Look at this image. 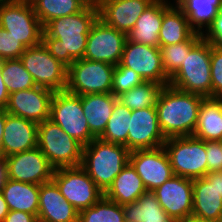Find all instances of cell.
Wrapping results in <instances>:
<instances>
[{
	"instance_id": "6da1fadb",
	"label": "cell",
	"mask_w": 222,
	"mask_h": 222,
	"mask_svg": "<svg viewBox=\"0 0 222 222\" xmlns=\"http://www.w3.org/2000/svg\"><path fill=\"white\" fill-rule=\"evenodd\" d=\"M97 18V6H86L78 13L55 18L43 27L42 43L69 68L75 60L83 58L89 31Z\"/></svg>"
},
{
	"instance_id": "7a4b0ae2",
	"label": "cell",
	"mask_w": 222,
	"mask_h": 222,
	"mask_svg": "<svg viewBox=\"0 0 222 222\" xmlns=\"http://www.w3.org/2000/svg\"><path fill=\"white\" fill-rule=\"evenodd\" d=\"M205 97L165 85L157 99L160 130L166 139L193 136L199 107Z\"/></svg>"
},
{
	"instance_id": "3957f363",
	"label": "cell",
	"mask_w": 222,
	"mask_h": 222,
	"mask_svg": "<svg viewBox=\"0 0 222 222\" xmlns=\"http://www.w3.org/2000/svg\"><path fill=\"white\" fill-rule=\"evenodd\" d=\"M130 152L124 145L94 138L88 145L83 146L81 166L95 184L105 192L129 163Z\"/></svg>"
},
{
	"instance_id": "277c9868",
	"label": "cell",
	"mask_w": 222,
	"mask_h": 222,
	"mask_svg": "<svg viewBox=\"0 0 222 222\" xmlns=\"http://www.w3.org/2000/svg\"><path fill=\"white\" fill-rule=\"evenodd\" d=\"M169 84L188 93L212 97L211 42L202 38L169 78Z\"/></svg>"
},
{
	"instance_id": "5b68a950",
	"label": "cell",
	"mask_w": 222,
	"mask_h": 222,
	"mask_svg": "<svg viewBox=\"0 0 222 222\" xmlns=\"http://www.w3.org/2000/svg\"><path fill=\"white\" fill-rule=\"evenodd\" d=\"M37 147L54 169L82 163L83 145L51 119L38 124Z\"/></svg>"
},
{
	"instance_id": "8992f818",
	"label": "cell",
	"mask_w": 222,
	"mask_h": 222,
	"mask_svg": "<svg viewBox=\"0 0 222 222\" xmlns=\"http://www.w3.org/2000/svg\"><path fill=\"white\" fill-rule=\"evenodd\" d=\"M163 147L174 175L196 179L208 173L206 141L194 136L173 137L166 139Z\"/></svg>"
},
{
	"instance_id": "52a82bcc",
	"label": "cell",
	"mask_w": 222,
	"mask_h": 222,
	"mask_svg": "<svg viewBox=\"0 0 222 222\" xmlns=\"http://www.w3.org/2000/svg\"><path fill=\"white\" fill-rule=\"evenodd\" d=\"M0 26L26 48L42 43L43 25L32 4L21 0L0 2Z\"/></svg>"
},
{
	"instance_id": "ba28073f",
	"label": "cell",
	"mask_w": 222,
	"mask_h": 222,
	"mask_svg": "<svg viewBox=\"0 0 222 222\" xmlns=\"http://www.w3.org/2000/svg\"><path fill=\"white\" fill-rule=\"evenodd\" d=\"M114 69V65L103 61L75 60L68 68L66 91L78 96L112 93Z\"/></svg>"
},
{
	"instance_id": "9c48e42d",
	"label": "cell",
	"mask_w": 222,
	"mask_h": 222,
	"mask_svg": "<svg viewBox=\"0 0 222 222\" xmlns=\"http://www.w3.org/2000/svg\"><path fill=\"white\" fill-rule=\"evenodd\" d=\"M69 136L83 146L96 138L89 130L81 103V96L65 91L54 92L50 104V118Z\"/></svg>"
},
{
	"instance_id": "30bf717a",
	"label": "cell",
	"mask_w": 222,
	"mask_h": 222,
	"mask_svg": "<svg viewBox=\"0 0 222 222\" xmlns=\"http://www.w3.org/2000/svg\"><path fill=\"white\" fill-rule=\"evenodd\" d=\"M52 181L78 212L93 206L104 195L81 165L55 169Z\"/></svg>"
},
{
	"instance_id": "8fae6325",
	"label": "cell",
	"mask_w": 222,
	"mask_h": 222,
	"mask_svg": "<svg viewBox=\"0 0 222 222\" xmlns=\"http://www.w3.org/2000/svg\"><path fill=\"white\" fill-rule=\"evenodd\" d=\"M19 59L31 74L36 86L54 92L66 90L68 68L55 59L43 43L27 48Z\"/></svg>"
},
{
	"instance_id": "7c38bea8",
	"label": "cell",
	"mask_w": 222,
	"mask_h": 222,
	"mask_svg": "<svg viewBox=\"0 0 222 222\" xmlns=\"http://www.w3.org/2000/svg\"><path fill=\"white\" fill-rule=\"evenodd\" d=\"M126 40L127 34L97 18L89 31L83 58L116 66L121 61Z\"/></svg>"
},
{
	"instance_id": "4fadbf2b",
	"label": "cell",
	"mask_w": 222,
	"mask_h": 222,
	"mask_svg": "<svg viewBox=\"0 0 222 222\" xmlns=\"http://www.w3.org/2000/svg\"><path fill=\"white\" fill-rule=\"evenodd\" d=\"M120 64L132 69L144 81L169 84V77L163 69L160 48L126 40Z\"/></svg>"
},
{
	"instance_id": "5bb4252c",
	"label": "cell",
	"mask_w": 222,
	"mask_h": 222,
	"mask_svg": "<svg viewBox=\"0 0 222 222\" xmlns=\"http://www.w3.org/2000/svg\"><path fill=\"white\" fill-rule=\"evenodd\" d=\"M7 178L41 185L52 181L54 168L38 147L5 157Z\"/></svg>"
},
{
	"instance_id": "9a60e30c",
	"label": "cell",
	"mask_w": 222,
	"mask_h": 222,
	"mask_svg": "<svg viewBox=\"0 0 222 222\" xmlns=\"http://www.w3.org/2000/svg\"><path fill=\"white\" fill-rule=\"evenodd\" d=\"M171 219L184 221L193 211V179L173 175L152 191Z\"/></svg>"
},
{
	"instance_id": "2e32d148",
	"label": "cell",
	"mask_w": 222,
	"mask_h": 222,
	"mask_svg": "<svg viewBox=\"0 0 222 222\" xmlns=\"http://www.w3.org/2000/svg\"><path fill=\"white\" fill-rule=\"evenodd\" d=\"M129 163L142 179L147 191H153L174 174L163 146L130 152Z\"/></svg>"
},
{
	"instance_id": "e0dca14e",
	"label": "cell",
	"mask_w": 222,
	"mask_h": 222,
	"mask_svg": "<svg viewBox=\"0 0 222 222\" xmlns=\"http://www.w3.org/2000/svg\"><path fill=\"white\" fill-rule=\"evenodd\" d=\"M165 141L156 107L132 110L127 135V148L130 151L159 148Z\"/></svg>"
},
{
	"instance_id": "ac0fdd59",
	"label": "cell",
	"mask_w": 222,
	"mask_h": 222,
	"mask_svg": "<svg viewBox=\"0 0 222 222\" xmlns=\"http://www.w3.org/2000/svg\"><path fill=\"white\" fill-rule=\"evenodd\" d=\"M54 91L35 86L9 94L5 108L8 114L41 123L50 118V104Z\"/></svg>"
},
{
	"instance_id": "d6986e66",
	"label": "cell",
	"mask_w": 222,
	"mask_h": 222,
	"mask_svg": "<svg viewBox=\"0 0 222 222\" xmlns=\"http://www.w3.org/2000/svg\"><path fill=\"white\" fill-rule=\"evenodd\" d=\"M154 0H98V18L125 34Z\"/></svg>"
},
{
	"instance_id": "ffe728a7",
	"label": "cell",
	"mask_w": 222,
	"mask_h": 222,
	"mask_svg": "<svg viewBox=\"0 0 222 222\" xmlns=\"http://www.w3.org/2000/svg\"><path fill=\"white\" fill-rule=\"evenodd\" d=\"M38 123L6 112L1 155L24 152L37 147Z\"/></svg>"
},
{
	"instance_id": "44dd1931",
	"label": "cell",
	"mask_w": 222,
	"mask_h": 222,
	"mask_svg": "<svg viewBox=\"0 0 222 222\" xmlns=\"http://www.w3.org/2000/svg\"><path fill=\"white\" fill-rule=\"evenodd\" d=\"M78 214L53 181L39 185L38 222H78Z\"/></svg>"
},
{
	"instance_id": "7402d4cb",
	"label": "cell",
	"mask_w": 222,
	"mask_h": 222,
	"mask_svg": "<svg viewBox=\"0 0 222 222\" xmlns=\"http://www.w3.org/2000/svg\"><path fill=\"white\" fill-rule=\"evenodd\" d=\"M171 5L168 0H154L128 32L127 40L159 48V31L163 21V13Z\"/></svg>"
},
{
	"instance_id": "603a6c76",
	"label": "cell",
	"mask_w": 222,
	"mask_h": 222,
	"mask_svg": "<svg viewBox=\"0 0 222 222\" xmlns=\"http://www.w3.org/2000/svg\"><path fill=\"white\" fill-rule=\"evenodd\" d=\"M118 97L112 93L86 94L81 96L84 116L90 132L98 138L105 130L106 124Z\"/></svg>"
},
{
	"instance_id": "cb8c5ba5",
	"label": "cell",
	"mask_w": 222,
	"mask_h": 222,
	"mask_svg": "<svg viewBox=\"0 0 222 222\" xmlns=\"http://www.w3.org/2000/svg\"><path fill=\"white\" fill-rule=\"evenodd\" d=\"M222 211V195L215 188V179H193V216L218 221Z\"/></svg>"
},
{
	"instance_id": "d4e9b609",
	"label": "cell",
	"mask_w": 222,
	"mask_h": 222,
	"mask_svg": "<svg viewBox=\"0 0 222 222\" xmlns=\"http://www.w3.org/2000/svg\"><path fill=\"white\" fill-rule=\"evenodd\" d=\"M193 136L204 141H222V98L202 100Z\"/></svg>"
},
{
	"instance_id": "484cf974",
	"label": "cell",
	"mask_w": 222,
	"mask_h": 222,
	"mask_svg": "<svg viewBox=\"0 0 222 222\" xmlns=\"http://www.w3.org/2000/svg\"><path fill=\"white\" fill-rule=\"evenodd\" d=\"M147 190L135 169L128 163L104 192V196L119 205L137 201Z\"/></svg>"
},
{
	"instance_id": "4316f807",
	"label": "cell",
	"mask_w": 222,
	"mask_h": 222,
	"mask_svg": "<svg viewBox=\"0 0 222 222\" xmlns=\"http://www.w3.org/2000/svg\"><path fill=\"white\" fill-rule=\"evenodd\" d=\"M10 211H22L37 216L39 185L7 178L1 190Z\"/></svg>"
},
{
	"instance_id": "83f0119b",
	"label": "cell",
	"mask_w": 222,
	"mask_h": 222,
	"mask_svg": "<svg viewBox=\"0 0 222 222\" xmlns=\"http://www.w3.org/2000/svg\"><path fill=\"white\" fill-rule=\"evenodd\" d=\"M175 4L187 17L191 28L201 35L208 30L222 10V0H176Z\"/></svg>"
},
{
	"instance_id": "f1b7e54d",
	"label": "cell",
	"mask_w": 222,
	"mask_h": 222,
	"mask_svg": "<svg viewBox=\"0 0 222 222\" xmlns=\"http://www.w3.org/2000/svg\"><path fill=\"white\" fill-rule=\"evenodd\" d=\"M195 33L182 10L177 5H171L163 13V21L159 31V48L185 42Z\"/></svg>"
},
{
	"instance_id": "f546056e",
	"label": "cell",
	"mask_w": 222,
	"mask_h": 222,
	"mask_svg": "<svg viewBox=\"0 0 222 222\" xmlns=\"http://www.w3.org/2000/svg\"><path fill=\"white\" fill-rule=\"evenodd\" d=\"M122 206L125 222H170L172 220L160 206L152 191H146L137 201Z\"/></svg>"
},
{
	"instance_id": "4dcf8cb0",
	"label": "cell",
	"mask_w": 222,
	"mask_h": 222,
	"mask_svg": "<svg viewBox=\"0 0 222 222\" xmlns=\"http://www.w3.org/2000/svg\"><path fill=\"white\" fill-rule=\"evenodd\" d=\"M31 4L43 27L55 18L78 13L86 7L81 0H34Z\"/></svg>"
},
{
	"instance_id": "1f68e13d",
	"label": "cell",
	"mask_w": 222,
	"mask_h": 222,
	"mask_svg": "<svg viewBox=\"0 0 222 222\" xmlns=\"http://www.w3.org/2000/svg\"><path fill=\"white\" fill-rule=\"evenodd\" d=\"M132 111L117 101L104 132L98 137L106 142L124 145L127 148V135Z\"/></svg>"
},
{
	"instance_id": "d6a6232c",
	"label": "cell",
	"mask_w": 222,
	"mask_h": 222,
	"mask_svg": "<svg viewBox=\"0 0 222 222\" xmlns=\"http://www.w3.org/2000/svg\"><path fill=\"white\" fill-rule=\"evenodd\" d=\"M164 86L153 81H144L118 96V101L132 110L156 107L158 96Z\"/></svg>"
},
{
	"instance_id": "836d02e7",
	"label": "cell",
	"mask_w": 222,
	"mask_h": 222,
	"mask_svg": "<svg viewBox=\"0 0 222 222\" xmlns=\"http://www.w3.org/2000/svg\"><path fill=\"white\" fill-rule=\"evenodd\" d=\"M78 222H125L123 206L103 195L93 206L79 212Z\"/></svg>"
},
{
	"instance_id": "e575fe53",
	"label": "cell",
	"mask_w": 222,
	"mask_h": 222,
	"mask_svg": "<svg viewBox=\"0 0 222 222\" xmlns=\"http://www.w3.org/2000/svg\"><path fill=\"white\" fill-rule=\"evenodd\" d=\"M1 73L9 94L36 86L20 59L1 61Z\"/></svg>"
},
{
	"instance_id": "d590c367",
	"label": "cell",
	"mask_w": 222,
	"mask_h": 222,
	"mask_svg": "<svg viewBox=\"0 0 222 222\" xmlns=\"http://www.w3.org/2000/svg\"><path fill=\"white\" fill-rule=\"evenodd\" d=\"M202 38L201 34L195 33L185 42L160 48L163 69L169 78L179 69L186 55Z\"/></svg>"
},
{
	"instance_id": "8d00e7d4",
	"label": "cell",
	"mask_w": 222,
	"mask_h": 222,
	"mask_svg": "<svg viewBox=\"0 0 222 222\" xmlns=\"http://www.w3.org/2000/svg\"><path fill=\"white\" fill-rule=\"evenodd\" d=\"M142 82L144 80L136 72L119 63L115 66L113 72L112 94L118 97Z\"/></svg>"
},
{
	"instance_id": "74e56055",
	"label": "cell",
	"mask_w": 222,
	"mask_h": 222,
	"mask_svg": "<svg viewBox=\"0 0 222 222\" xmlns=\"http://www.w3.org/2000/svg\"><path fill=\"white\" fill-rule=\"evenodd\" d=\"M27 48L0 26V61L19 59Z\"/></svg>"
},
{
	"instance_id": "f35d334b",
	"label": "cell",
	"mask_w": 222,
	"mask_h": 222,
	"mask_svg": "<svg viewBox=\"0 0 222 222\" xmlns=\"http://www.w3.org/2000/svg\"><path fill=\"white\" fill-rule=\"evenodd\" d=\"M212 98H222V45L211 43Z\"/></svg>"
},
{
	"instance_id": "ab89813d",
	"label": "cell",
	"mask_w": 222,
	"mask_h": 222,
	"mask_svg": "<svg viewBox=\"0 0 222 222\" xmlns=\"http://www.w3.org/2000/svg\"><path fill=\"white\" fill-rule=\"evenodd\" d=\"M208 172L222 171V141H206Z\"/></svg>"
},
{
	"instance_id": "60d3db41",
	"label": "cell",
	"mask_w": 222,
	"mask_h": 222,
	"mask_svg": "<svg viewBox=\"0 0 222 222\" xmlns=\"http://www.w3.org/2000/svg\"><path fill=\"white\" fill-rule=\"evenodd\" d=\"M202 37L215 45H222V10L214 18L212 25L202 34Z\"/></svg>"
},
{
	"instance_id": "b9f144b4",
	"label": "cell",
	"mask_w": 222,
	"mask_h": 222,
	"mask_svg": "<svg viewBox=\"0 0 222 222\" xmlns=\"http://www.w3.org/2000/svg\"><path fill=\"white\" fill-rule=\"evenodd\" d=\"M3 222H38V218L34 214L22 211H9Z\"/></svg>"
},
{
	"instance_id": "7bdbcfd3",
	"label": "cell",
	"mask_w": 222,
	"mask_h": 222,
	"mask_svg": "<svg viewBox=\"0 0 222 222\" xmlns=\"http://www.w3.org/2000/svg\"><path fill=\"white\" fill-rule=\"evenodd\" d=\"M9 100V92L4 83L3 75L1 73V61H0V109H5Z\"/></svg>"
},
{
	"instance_id": "ee69618b",
	"label": "cell",
	"mask_w": 222,
	"mask_h": 222,
	"mask_svg": "<svg viewBox=\"0 0 222 222\" xmlns=\"http://www.w3.org/2000/svg\"><path fill=\"white\" fill-rule=\"evenodd\" d=\"M205 177L207 179H215V188L222 195V171L208 172Z\"/></svg>"
},
{
	"instance_id": "f6af8a7d",
	"label": "cell",
	"mask_w": 222,
	"mask_h": 222,
	"mask_svg": "<svg viewBox=\"0 0 222 222\" xmlns=\"http://www.w3.org/2000/svg\"><path fill=\"white\" fill-rule=\"evenodd\" d=\"M7 180V164L5 157L0 155V191Z\"/></svg>"
},
{
	"instance_id": "bcb514c9",
	"label": "cell",
	"mask_w": 222,
	"mask_h": 222,
	"mask_svg": "<svg viewBox=\"0 0 222 222\" xmlns=\"http://www.w3.org/2000/svg\"><path fill=\"white\" fill-rule=\"evenodd\" d=\"M9 208L8 205L4 199V196L2 194V192L0 191V222H3V220L5 219V217L8 215L9 213Z\"/></svg>"
},
{
	"instance_id": "7dc6e473",
	"label": "cell",
	"mask_w": 222,
	"mask_h": 222,
	"mask_svg": "<svg viewBox=\"0 0 222 222\" xmlns=\"http://www.w3.org/2000/svg\"><path fill=\"white\" fill-rule=\"evenodd\" d=\"M5 119H6V110L0 109V155L2 150V138H3Z\"/></svg>"
},
{
	"instance_id": "c3c4849f",
	"label": "cell",
	"mask_w": 222,
	"mask_h": 222,
	"mask_svg": "<svg viewBox=\"0 0 222 222\" xmlns=\"http://www.w3.org/2000/svg\"><path fill=\"white\" fill-rule=\"evenodd\" d=\"M182 222H217V221L204 219V218L191 215L190 217H188L186 220Z\"/></svg>"
},
{
	"instance_id": "681fc988",
	"label": "cell",
	"mask_w": 222,
	"mask_h": 222,
	"mask_svg": "<svg viewBox=\"0 0 222 222\" xmlns=\"http://www.w3.org/2000/svg\"><path fill=\"white\" fill-rule=\"evenodd\" d=\"M86 6H97L98 0H81Z\"/></svg>"
},
{
	"instance_id": "f907efd6",
	"label": "cell",
	"mask_w": 222,
	"mask_h": 222,
	"mask_svg": "<svg viewBox=\"0 0 222 222\" xmlns=\"http://www.w3.org/2000/svg\"><path fill=\"white\" fill-rule=\"evenodd\" d=\"M21 1L31 4L34 0H21Z\"/></svg>"
},
{
	"instance_id": "816d5d0a",
	"label": "cell",
	"mask_w": 222,
	"mask_h": 222,
	"mask_svg": "<svg viewBox=\"0 0 222 222\" xmlns=\"http://www.w3.org/2000/svg\"><path fill=\"white\" fill-rule=\"evenodd\" d=\"M217 222H222V211H221V213H220V216H219V219H218Z\"/></svg>"
},
{
	"instance_id": "f5cc1de1",
	"label": "cell",
	"mask_w": 222,
	"mask_h": 222,
	"mask_svg": "<svg viewBox=\"0 0 222 222\" xmlns=\"http://www.w3.org/2000/svg\"><path fill=\"white\" fill-rule=\"evenodd\" d=\"M170 222H182V221L172 219Z\"/></svg>"
},
{
	"instance_id": "db71d44e",
	"label": "cell",
	"mask_w": 222,
	"mask_h": 222,
	"mask_svg": "<svg viewBox=\"0 0 222 222\" xmlns=\"http://www.w3.org/2000/svg\"><path fill=\"white\" fill-rule=\"evenodd\" d=\"M5 1H12V0H0V2H5Z\"/></svg>"
}]
</instances>
